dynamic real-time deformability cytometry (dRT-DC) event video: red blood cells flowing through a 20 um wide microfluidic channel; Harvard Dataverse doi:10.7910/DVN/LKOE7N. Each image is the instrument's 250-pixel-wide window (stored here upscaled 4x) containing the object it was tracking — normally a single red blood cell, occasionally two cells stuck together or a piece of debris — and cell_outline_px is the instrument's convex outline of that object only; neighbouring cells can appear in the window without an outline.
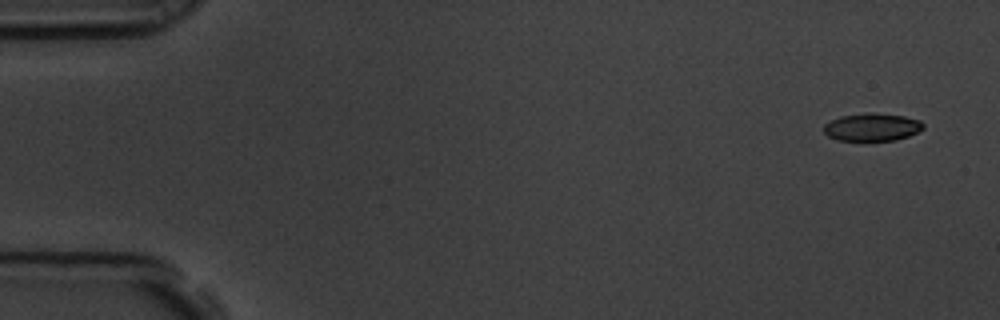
{"species": "common noctule bat (a hibernating species)", "species_latin": "Nyctalus noctula", "temperature_condition": "room temperature", "stored_images_in_passage": 5, "camera_frame_rate_fps": 3000, "um_per_image_px": 0.085, "animal": {"sex": "male", "body_mass_g": 19.5, "forearm_length_mm": 54.6}, "frame": {"image": 1, "passage_image": 1, "time_ms": 0.0, "image_size_px": [1000, 320], "cell_outline_px": [[924, 128], [908, 136], [896, 140], [836, 140], [828, 136], [824, 132], [824, 124], [840, 116], [868, 112], [872, 112], [904, 116], [920, 120], [924, 124]], "centroid_in_image_um": [74.12, 10.79], "position_along_channel_um": 10.9, "area_um2": 16.07}}
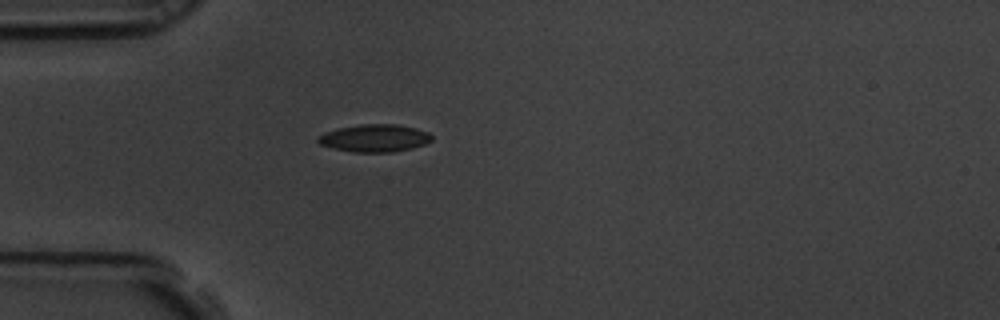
{"frame": {"image": 2, "passage_image": 5, "time_ms": 1.333, "image_size_px": [1000, 320], "cell_outline_px": [[432, 140], [424, 144], [412, 148], [392, 152], [352, 152], [332, 148], [320, 144], [316, 140], [316, 136], [324, 132], [336, 128], [360, 124], [396, 124], [416, 128], [428, 132], [432, 136]], "centroid_in_image_um": [31.8, 11.73], "position_along_channel_um": 53.2, "area_um2": 18.44}}